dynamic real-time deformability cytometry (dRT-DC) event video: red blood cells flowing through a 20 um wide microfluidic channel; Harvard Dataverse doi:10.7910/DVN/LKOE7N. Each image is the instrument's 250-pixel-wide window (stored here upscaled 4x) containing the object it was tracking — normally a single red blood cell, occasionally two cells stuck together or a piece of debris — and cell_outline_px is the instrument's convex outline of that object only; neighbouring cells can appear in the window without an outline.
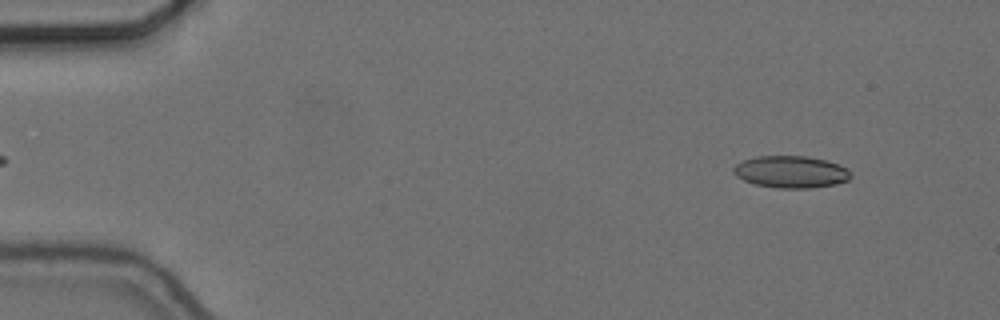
{"species": "common noctule bat (a hibernating species)", "species_latin": "Nyctalus noctula", "temperature_condition": "cold", "stored_images_in_passage": 53, "camera_frame_rate_fps": 3000, "um_per_image_px": 0.085, "animal": {"sex": "female", "body_mass_g": 24.6, "forearm_length_mm": 56.2}, "frame": {"image": 1, "passage_image": 3, "time_ms": 0.667, "image_size_px": [1000, 320], "cell_outline_px": [[852, 176], [848, 180], [836, 184], [808, 188], [776, 188], [756, 184], [744, 180], [736, 176], [732, 172], [732, 168], [736, 164], [744, 160], [756, 156], [808, 156], [824, 160], [848, 168]], "centroid_in_image_um": [67.21, 14.61], "position_along_channel_um": 17.8, "area_um2": 21.85}}
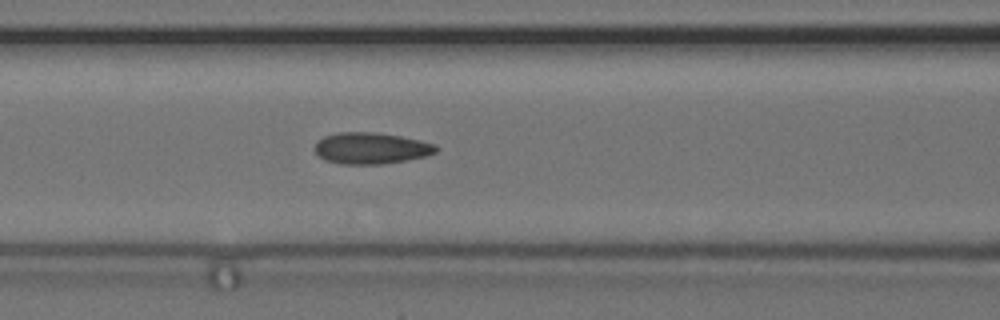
{"frame": {"image": 2, "passage_image": 21, "time_ms": 6.667, "image_size_px": [1000, 320], "cell_outline_px": [[440, 148], [436, 152], [424, 156], [408, 160], [380, 164], [340, 164], [324, 160], [312, 148], [316, 140], [324, 136], [336, 132], [376, 132], [400, 136], [420, 140], [436, 144]], "centroid_in_image_um": [31.51, 12.59], "position_along_channel_um": 135.1, "area_um2": 22.48}}
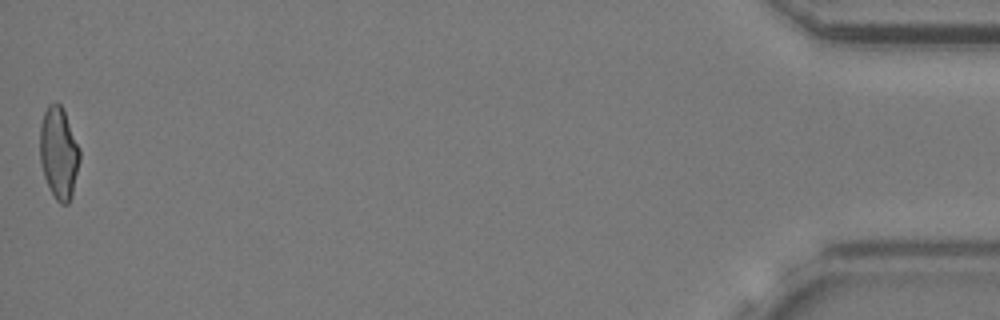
{"frame": {"image": 3, "passage_image": 53, "time_ms": 17.333, "image_size_px": [1000, 320], "cell_outline_px": [[80, 160], [72, 196], [68, 204], [60, 204], [56, 200], [44, 176], [40, 160], [40, 124], [44, 112], [48, 104], [56, 100], [60, 104], [64, 112], [80, 148]], "centroid_in_image_um": [5.0, 12.99], "position_along_channel_um": 430.2, "area_um2": 21.33}, "authors_computed_cell_mechanics": {"area_um2": 21.5594, "velocity_mm_per_s": 3.6674, "shape_relaxation_time_tau1_ms": null, "shape_relaxation_time_tau2_ms": 1.9196, "deformation_change_tau1": null, "deformation_change_tau2": 0.0823}}